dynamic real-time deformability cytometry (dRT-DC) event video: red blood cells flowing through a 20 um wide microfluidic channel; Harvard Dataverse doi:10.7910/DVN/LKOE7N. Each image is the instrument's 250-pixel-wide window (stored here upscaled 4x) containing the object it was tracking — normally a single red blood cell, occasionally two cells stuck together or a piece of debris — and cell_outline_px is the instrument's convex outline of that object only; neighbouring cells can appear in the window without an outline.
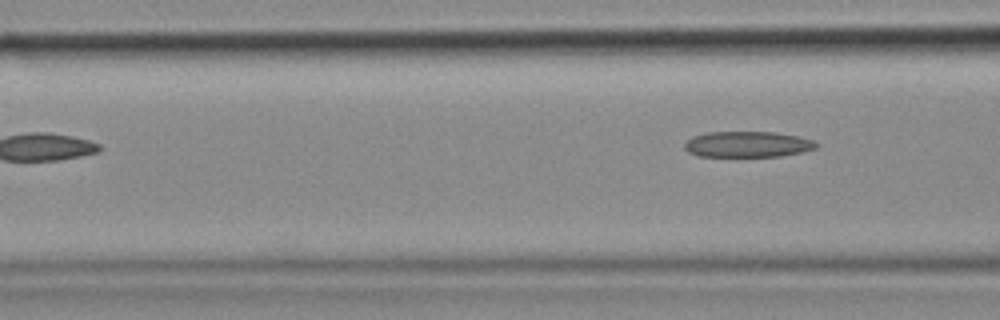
{"species": "common noctule bat (a hibernating species)", "species_latin": "Nyctalus noctula", "temperature_condition": "cold", "stored_images_in_passage": 5, "camera_frame_rate_fps": 3000, "um_per_image_px": 0.085, "animal": {"sex": "female", "body_mass_g": 18.4}, "frame": {"image": 1, "passage_image": 5, "time_ms": 1.333, "image_size_px": [1000, 320], "cell_outline_px": [[820, 144], [816, 148], [804, 152], [780, 156], [700, 156], [688, 152], [684, 148], [684, 144], [692, 136], [708, 132], [776, 132], [800, 136], [812, 140]], "centroid_in_image_um": [63.58, 12.26], "position_along_channel_um": 103.0, "area_um2": 19.94}}